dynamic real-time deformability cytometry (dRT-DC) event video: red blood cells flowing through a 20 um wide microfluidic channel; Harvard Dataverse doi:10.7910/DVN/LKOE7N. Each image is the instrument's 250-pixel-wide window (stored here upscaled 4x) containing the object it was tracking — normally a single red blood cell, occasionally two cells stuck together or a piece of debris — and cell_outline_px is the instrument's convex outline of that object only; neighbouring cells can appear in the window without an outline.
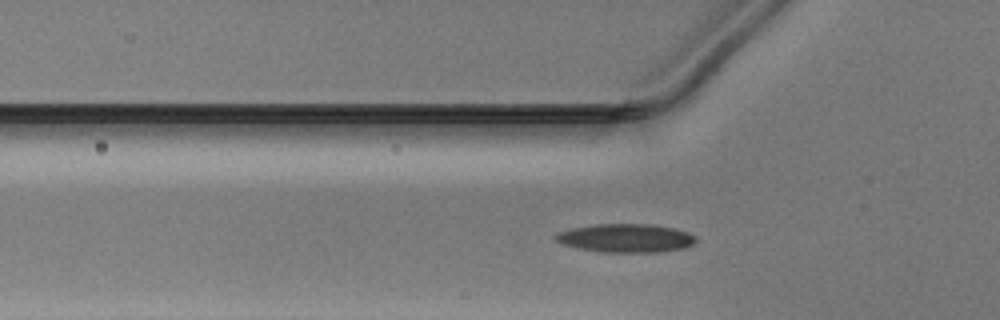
{"species": "Egyptian fruit bat (a non-hibernating species)", "species_latin": "Rousettus aegyptiacus", "temperature_condition": "warm", "stored_images_in_passage": 44, "camera_frame_rate_fps": 3000, "um_per_image_px": 0.085, "animal": {"sex": "male"}, "frame": {"image": 1, "passage_image": 16, "time_ms": 5.0, "image_size_px": [1000, 320], "cell_outline_px": [[696, 240], [692, 244], [684, 248], [656, 252], [604, 252], [576, 248], [560, 244], [552, 240], [552, 236], [556, 232], [572, 228], [596, 224], [648, 224], [676, 228], [688, 232], [696, 236]], "centroid_in_image_um": [53.12, 20.23], "position_along_channel_um": 72.7, "area_um2": 23.58}}
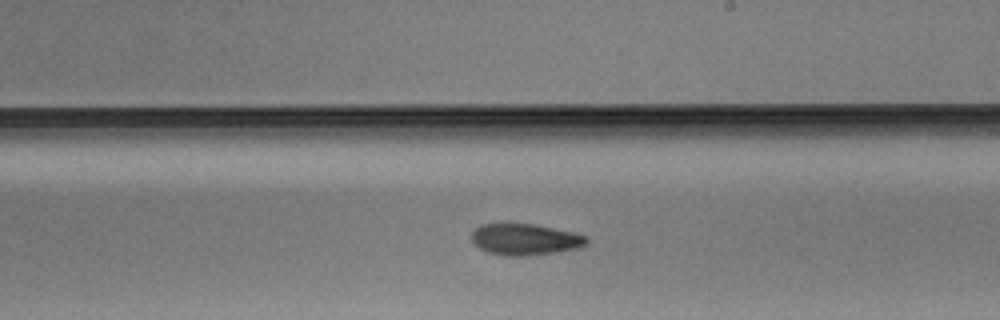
{"frame": {"image": 2, "passage_image": 29, "time_ms": 9.333, "image_size_px": [1000, 320], "cell_outline_px": [[588, 244], [580, 248], [556, 252], [528, 256], [500, 256], [488, 252], [480, 248], [472, 240], [472, 232], [476, 228], [484, 224], [532, 224], [576, 232], [588, 236]], "centroid_in_image_um": [44.7, 20.36], "position_along_channel_um": 244.3, "area_um2": 21.15}}
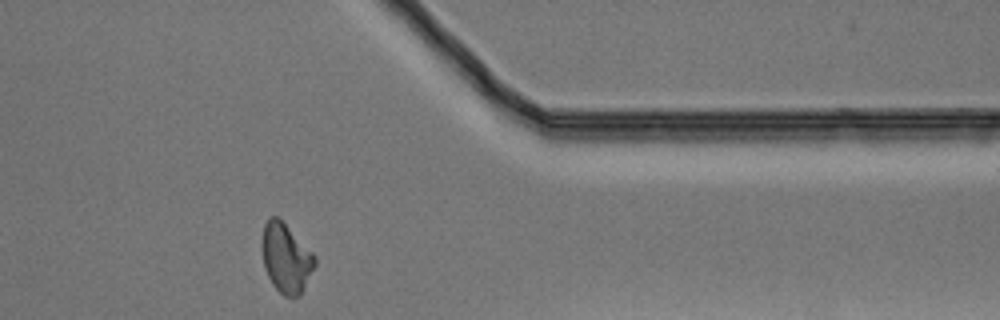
{"frame": {"image": 3, "passage_image": 41, "time_ms": 13.333, "image_size_px": [1000, 320], "cell_outline_px": [[316, 264], [300, 296], [284, 296], [272, 284], [264, 268], [264, 224], [268, 216], [276, 216], [316, 256]], "centroid_in_image_um": [24.34, 21.97], "position_along_channel_um": 387.1, "area_um2": 20.63}}